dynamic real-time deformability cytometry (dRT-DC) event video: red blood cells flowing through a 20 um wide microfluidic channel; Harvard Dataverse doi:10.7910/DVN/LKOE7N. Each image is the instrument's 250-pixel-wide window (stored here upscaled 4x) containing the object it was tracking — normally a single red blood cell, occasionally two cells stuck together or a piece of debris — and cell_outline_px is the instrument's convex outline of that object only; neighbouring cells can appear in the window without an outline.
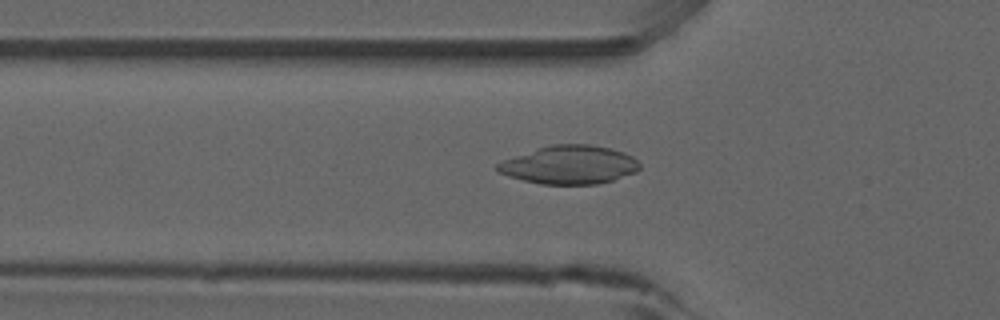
{"species": "common noctule bat (a hibernating species)", "species_latin": "Nyctalus noctula", "temperature_condition": "room temperature", "stored_images_in_passage": 4, "camera_frame_rate_fps": 3000, "um_per_image_px": 0.085, "animal": {"sex": "male", "forearm_length_mm": 52.5}, "frame": {"image": 1, "passage_image": 2, "time_ms": 0.333, "image_size_px": [1000, 320], "cell_outline_px": [[640, 168], [636, 172], [612, 180], [596, 184], [540, 184], [508, 176], [500, 172], [496, 168], [496, 164], [504, 160], [552, 144], [588, 144], [612, 148], [624, 152], [632, 156], [640, 164]], "centroid_in_image_um": [48.44, 14.01], "position_along_channel_um": 77.4, "area_um2": 31.5}}